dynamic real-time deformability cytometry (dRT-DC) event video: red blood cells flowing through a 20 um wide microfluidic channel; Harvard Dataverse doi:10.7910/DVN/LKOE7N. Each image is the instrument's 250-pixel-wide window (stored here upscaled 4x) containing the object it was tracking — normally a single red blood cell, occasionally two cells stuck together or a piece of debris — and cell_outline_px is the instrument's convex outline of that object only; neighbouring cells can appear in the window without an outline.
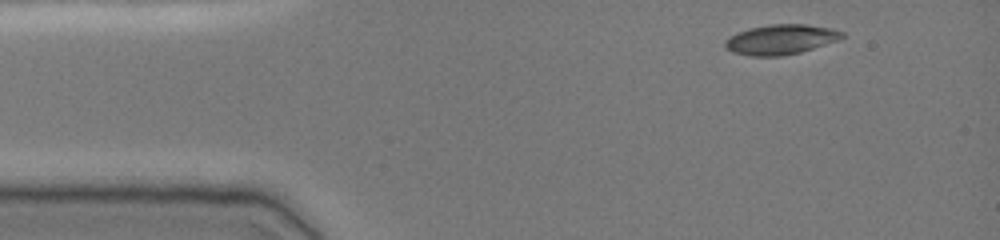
{"species": "common noctule bat (a hibernating species)", "species_latin": "Nyctalus noctula", "temperature_condition": "cold", "stored_images_in_passage": 31, "camera_frame_rate_fps": 3000, "um_per_image_px": 0.085, "animal": {"sex": "female", "body_mass_g": 19.0, "forearm_length_mm": 51.5}, "frame": {"image": 1, "passage_image": 1, "time_ms": 0.0, "image_size_px": [1000, 240], "cell_outline_px": [[844, 36], [840, 40], [800, 52], [780, 56], [752, 56], [732, 52], [724, 48], [724, 40], [736, 32], [748, 28], [768, 24], [808, 24], [832, 28], [844, 32]], "centroid_in_image_um": [66.35, 3.34], "position_along_channel_um": 18.6, "area_um2": 20.69}}
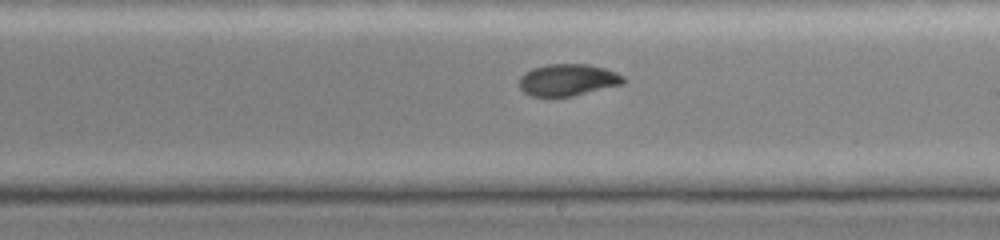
{"frame": {"image": 2, "passage_image": 17, "time_ms": 5.333, "image_size_px": [1000, 240], "cell_outline_px": [[628, 80], [624, 84], [572, 96], [532, 96], [524, 92], [520, 88], [520, 76], [524, 72], [532, 68], [548, 64], [588, 64], [604, 68], [616, 72], [624, 76]], "centroid_in_image_um": [48.29, 6.78], "position_along_channel_um": 240.7, "area_um2": 19.42}}
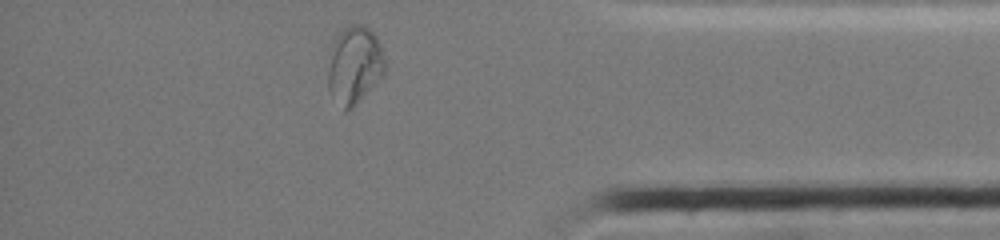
{"frame": {"image": 3, "passage_image": 31, "time_ms": 10.0, "image_size_px": [1000, 240], "cell_outline_px": [[384, 72], [356, 104], [352, 108], [344, 112], [328, 88], [328, 72], [332, 44], [336, 36], [344, 28], [352, 24], [360, 24], [368, 28], [376, 36], [380, 44], [384, 60]], "centroid_in_image_um": [30.11, 5.51], "position_along_channel_um": 405.1, "area_um2": 25.2}, "authors_computed_cell_mechanics": {"area_um2": 20.23, "velocity_mm_per_s": 3.8526, "shape_relaxation_time_tau1_ms": 4.261, "shape_relaxation_time_tau2_ms": 0.889, "deformation_change_tau1": 0.162, "deformation_change_tau2": 0.0429}}